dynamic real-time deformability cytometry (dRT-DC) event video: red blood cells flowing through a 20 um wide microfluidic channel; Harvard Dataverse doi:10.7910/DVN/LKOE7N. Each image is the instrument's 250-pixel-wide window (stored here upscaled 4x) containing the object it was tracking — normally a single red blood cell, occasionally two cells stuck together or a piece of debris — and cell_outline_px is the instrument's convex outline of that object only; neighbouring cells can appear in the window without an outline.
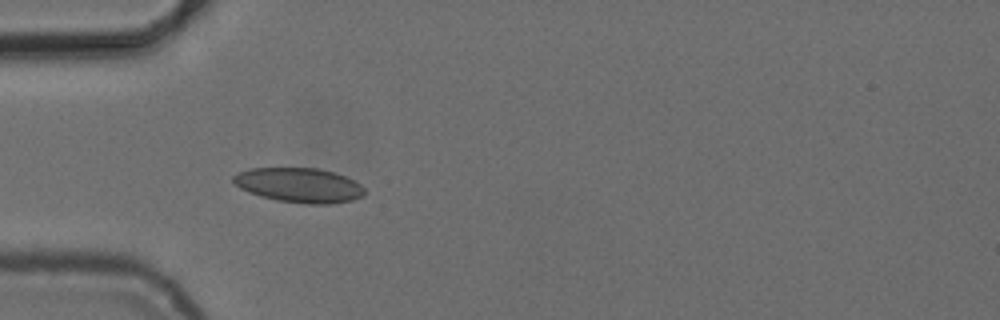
{"species": "common noctule bat (a hibernating species)", "species_latin": "Nyctalus noctula", "temperature_condition": "cold", "stored_images_in_passage": 9, "camera_frame_rate_fps": 3000, "um_per_image_px": 0.085, "animal": {"sex": "female", "body_mass_g": 24.6, "forearm_length_mm": 56.2}, "frame": {"image": 1, "passage_image": 6, "time_ms": 6.667, "image_size_px": [1000, 320], "cell_outline_px": [[364, 196], [352, 200], [332, 204], [308, 204], [276, 200], [260, 196], [248, 192], [240, 188], [232, 180], [232, 176], [248, 168], [316, 168], [332, 172], [344, 176], [360, 184], [364, 188]], "centroid_in_image_um": [25.42, 15.75], "position_along_channel_um": 59.6, "area_um2": 26.41}}
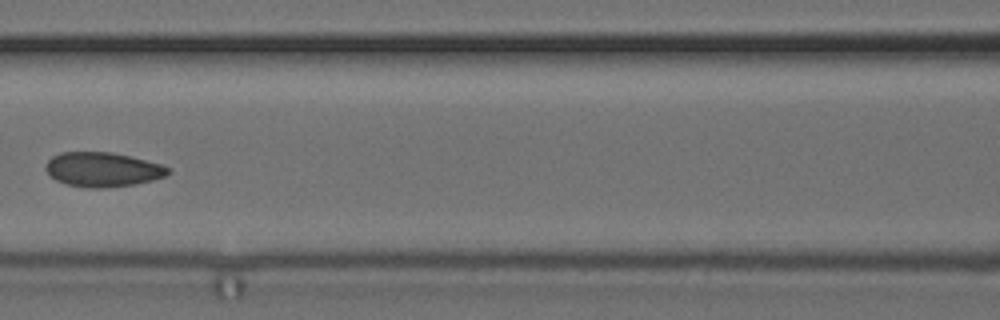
{"frame": {"image": 2, "passage_image": 8, "time_ms": 9.333, "image_size_px": [1000, 320], "cell_outline_px": [[172, 172], [164, 176], [152, 180], [132, 184], [104, 188], [88, 188], [68, 184], [56, 180], [44, 168], [48, 160], [52, 156], [60, 152], [112, 152], [164, 164], [172, 168]], "centroid_in_image_um": [8.76, 14.39], "position_along_channel_um": 157.8, "area_um2": 24.62}}
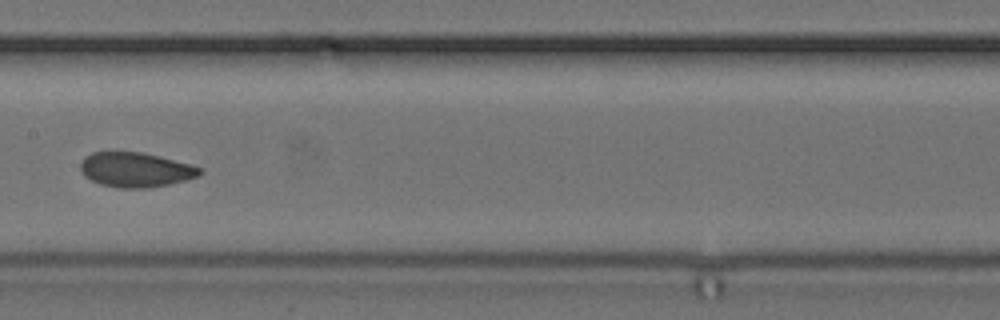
{"frame": {"image": 3, "passage_image": 9, "time_ms": 10.333, "image_size_px": [1000, 320], "cell_outline_px": [[204, 172], [196, 176], [184, 180], [168, 184], [148, 188], [120, 188], [100, 184], [84, 176], [80, 168], [80, 164], [84, 156], [92, 152], [144, 152], [160, 156], [188, 164], [200, 168]], "centroid_in_image_um": [11.48, 14.42], "position_along_channel_um": 195.9, "area_um2": 23.99}}